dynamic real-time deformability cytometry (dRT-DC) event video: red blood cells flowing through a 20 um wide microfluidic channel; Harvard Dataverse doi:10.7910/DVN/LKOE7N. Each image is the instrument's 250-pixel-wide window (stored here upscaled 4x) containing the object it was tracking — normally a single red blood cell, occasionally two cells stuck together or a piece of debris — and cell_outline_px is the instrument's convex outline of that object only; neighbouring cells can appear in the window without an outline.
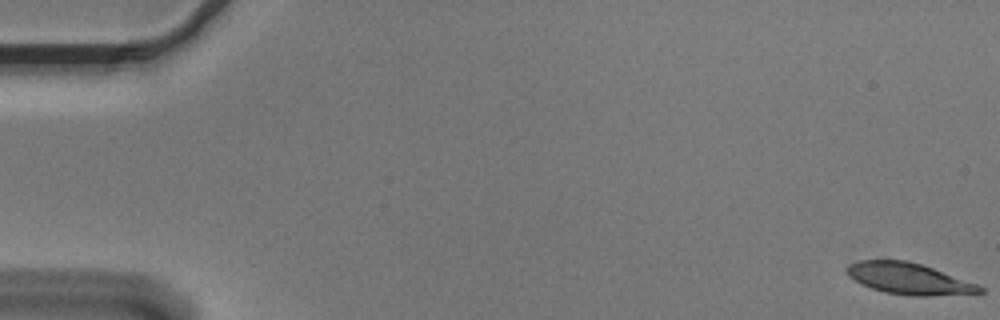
{"species": "Egyptian fruit bat (a non-hibernating species)", "species_latin": "Rousettus aegyptiacus", "temperature_condition": "cold", "stored_images_in_passage": 57, "camera_frame_rate_fps": 3000, "um_per_image_px": 0.085, "animal": {"sex": "male"}, "frame": {"image": 1, "passage_image": 1, "time_ms": 0.0, "image_size_px": [1000, 320], "cell_outline_px": [[984, 292], [928, 296], [912, 296], [884, 292], [872, 288], [856, 280], [848, 272], [848, 264], [860, 260], [908, 260], [980, 284], [984, 288]], "centroid_in_image_um": [77.32, 23.69], "position_along_channel_um": 7.7, "area_um2": 23.93}}
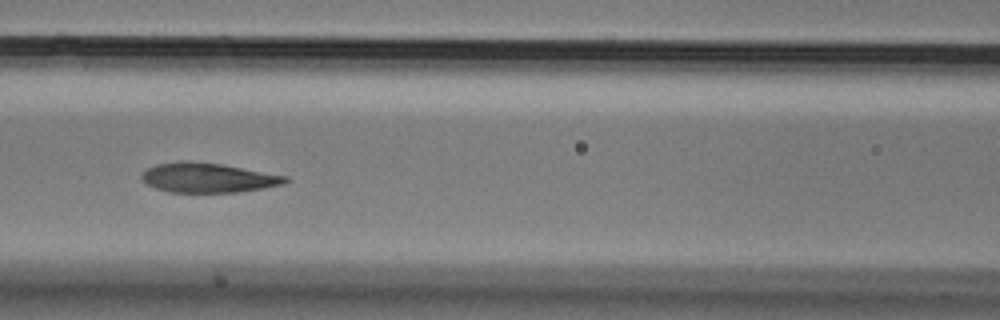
{"frame": {"image": 2, "passage_image": 25, "time_ms": 8.0, "image_size_px": [1000, 320], "cell_outline_px": [[292, 180], [284, 184], [264, 188], [236, 192], [168, 192], [156, 188], [140, 180], [140, 176], [148, 168], [156, 164], [176, 160], [192, 160], [220, 164], [288, 176]], "centroid_in_image_um": [17.67, 15.09], "position_along_channel_um": 148.9, "area_um2": 25.03}}
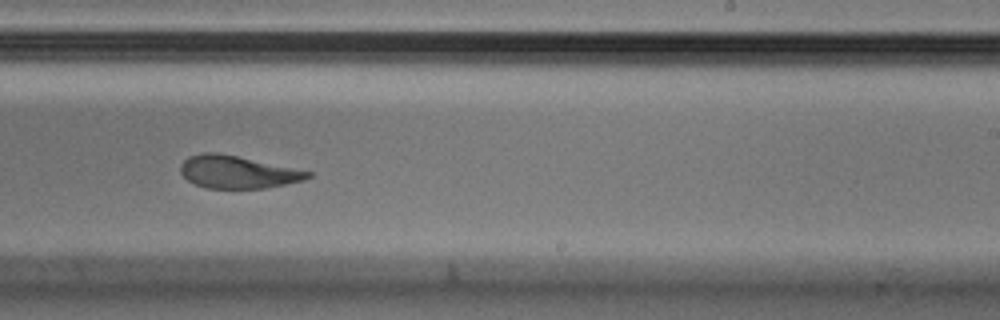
{"frame": {"image": 3, "passage_image": 35, "time_ms": 11.333, "image_size_px": [1000, 320], "cell_outline_px": [[312, 176], [304, 180], [264, 188], [208, 188], [196, 184], [188, 180], [180, 172], [180, 164], [188, 156], [204, 152], [220, 152], [312, 172]], "centroid_in_image_um": [20.16, 14.61], "position_along_channel_um": 268.8, "area_um2": 24.04}, "authors_computed_cell_mechanics": {"area_um2": 25.721, "velocity_mm_per_s": 3.6089, "shape_relaxation_time_tau1_ms": 5.837, "shape_relaxation_time_tau2_ms": 1.8846, "deformation_change_tau1": 0.1815, "deformation_change_tau2": 0.0787}}